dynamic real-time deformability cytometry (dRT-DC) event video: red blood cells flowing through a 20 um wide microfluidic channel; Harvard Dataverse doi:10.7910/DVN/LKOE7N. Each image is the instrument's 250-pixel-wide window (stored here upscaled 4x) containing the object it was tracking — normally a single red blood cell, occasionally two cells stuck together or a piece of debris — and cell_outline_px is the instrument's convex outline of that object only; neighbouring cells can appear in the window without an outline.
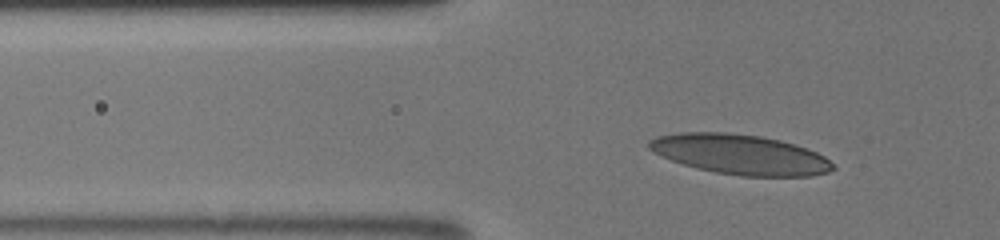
{"species": "human", "species_latin": "Homo sapiens", "temperature_condition": "room temperature", "stored_images_in_passage": 35, "camera_frame_rate_fps": 3000, "um_per_image_px": 0.085, "donor": {"sex": "male"}, "frame": {"image": 1, "passage_image": 7, "time_ms": 2.0, "image_size_px": [1000, 240], "cell_outline_px": [[836, 168], [828, 172], [812, 176], [740, 176], [716, 172], [696, 168], [672, 160], [648, 148], [648, 140], [656, 136], [680, 132], [724, 132], [760, 136], [780, 140], [808, 148], [824, 156]], "centroid_in_image_um": [62.92, 13.12], "position_along_channel_um": 62.9, "area_um2": 42.66}}
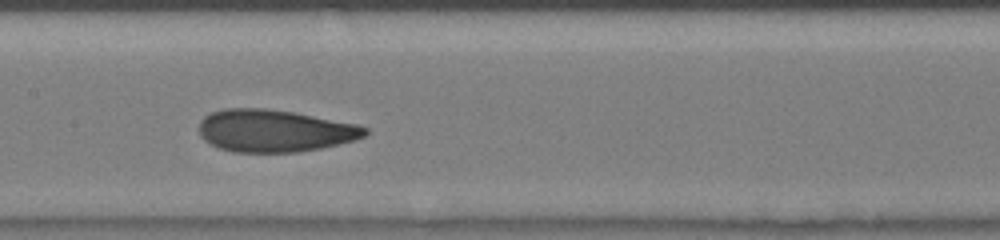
{"frame": {"image": 2, "passage_image": 17, "time_ms": 5.333, "image_size_px": [1000, 240], "cell_outline_px": [[368, 132], [364, 136], [356, 140], [320, 148], [296, 152], [232, 152], [220, 148], [204, 140], [200, 136], [200, 120], [204, 116], [212, 112], [224, 108], [268, 108], [292, 112], [356, 124], [368, 128]], "centroid_in_image_um": [23.32, 11.11], "position_along_channel_um": 184.1, "area_um2": 40.81}}
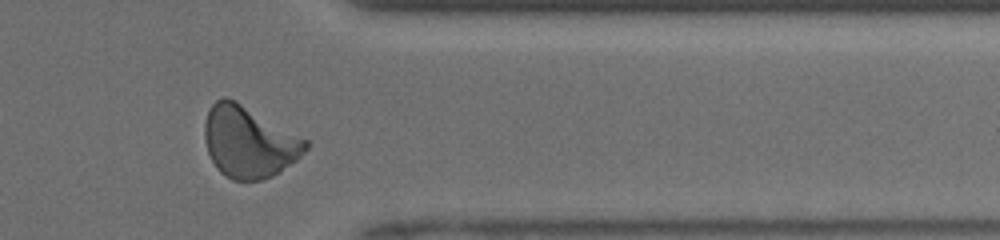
{"frame": {"image": 3, "passage_image": 32, "time_ms": 10.333, "image_size_px": [1000, 240], "cell_outline_px": [[308, 148], [296, 160], [272, 176], [260, 180], [232, 180], [220, 172], [212, 160], [208, 152], [204, 140], [204, 124], [208, 112], [212, 104], [216, 100], [224, 96], [236, 100], [308, 140]], "centroid_in_image_um": [21.14, 12.05], "position_along_channel_um": 390.3, "area_um2": 41.85}, "authors_computed_cell_mechanics": {"area_um2": 40.6912, "velocity_mm_per_s": 4.1849, "shape_relaxation_time_tau1_ms": 3.9573, "shape_relaxation_time_tau2_ms": 0.8661, "deformation_change_tau1": 0.1711, "deformation_change_tau2": 0.0715}}